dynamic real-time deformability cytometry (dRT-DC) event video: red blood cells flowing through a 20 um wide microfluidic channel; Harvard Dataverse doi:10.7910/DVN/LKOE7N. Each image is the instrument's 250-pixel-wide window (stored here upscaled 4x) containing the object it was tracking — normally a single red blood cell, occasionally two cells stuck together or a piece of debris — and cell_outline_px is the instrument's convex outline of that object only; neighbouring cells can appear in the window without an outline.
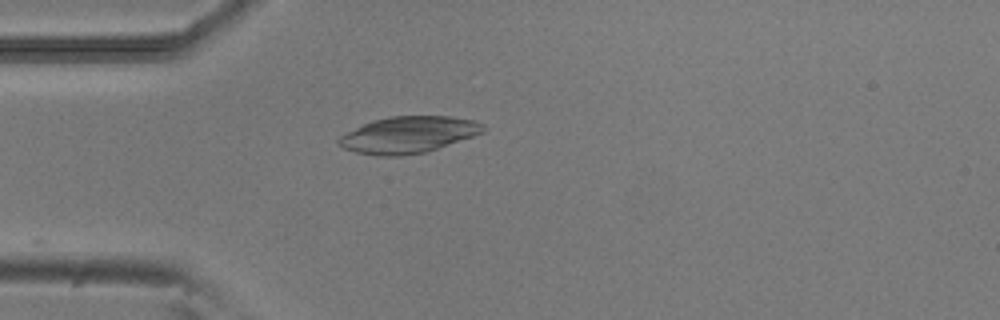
{"species": "common noctule bat (a hibernating species)", "species_latin": "Nyctalus noctula", "temperature_condition": "room temperature", "stored_images_in_passage": 6, "camera_frame_rate_fps": 3000, "um_per_image_px": 0.085, "animal": {"sex": "male", "body_mass_g": 20.5, "forearm_length_mm": 52.5}, "frame": {"image": 1, "passage_image": 1, "time_ms": 0.0, "image_size_px": [1000, 320], "cell_outline_px": [[488, 128], [484, 132], [424, 152], [400, 156], [376, 156], [356, 152], [344, 148], [336, 140], [340, 136], [372, 120], [388, 116], [448, 116], [472, 120], [484, 124]], "centroid_in_image_um": [34.71, 11.45], "position_along_channel_um": 50.3, "area_um2": 30.46}}
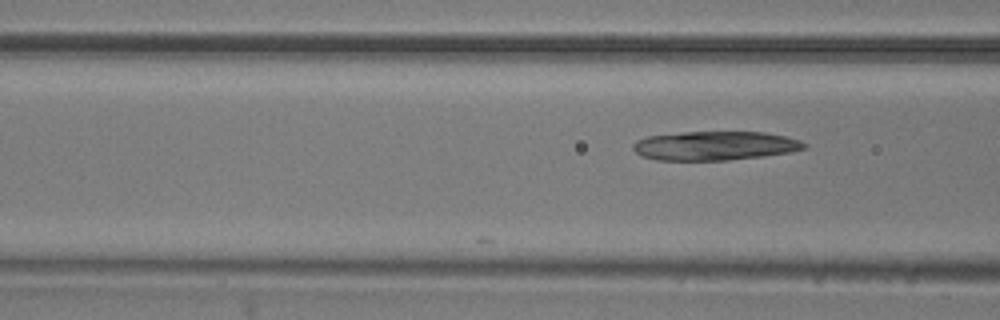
{"frame": {"image": 2, "passage_image": 6, "time_ms": 1.667, "image_size_px": [1000, 320], "cell_outline_px": [[808, 148], [788, 152], [764, 156], [728, 160], [656, 160], [640, 156], [632, 148], [632, 144], [636, 140], [648, 136], [684, 132], [764, 132], [784, 136], [800, 140], [808, 144]], "centroid_in_image_um": [60.75, 12.39], "position_along_channel_um": 105.8, "area_um2": 29.02}}